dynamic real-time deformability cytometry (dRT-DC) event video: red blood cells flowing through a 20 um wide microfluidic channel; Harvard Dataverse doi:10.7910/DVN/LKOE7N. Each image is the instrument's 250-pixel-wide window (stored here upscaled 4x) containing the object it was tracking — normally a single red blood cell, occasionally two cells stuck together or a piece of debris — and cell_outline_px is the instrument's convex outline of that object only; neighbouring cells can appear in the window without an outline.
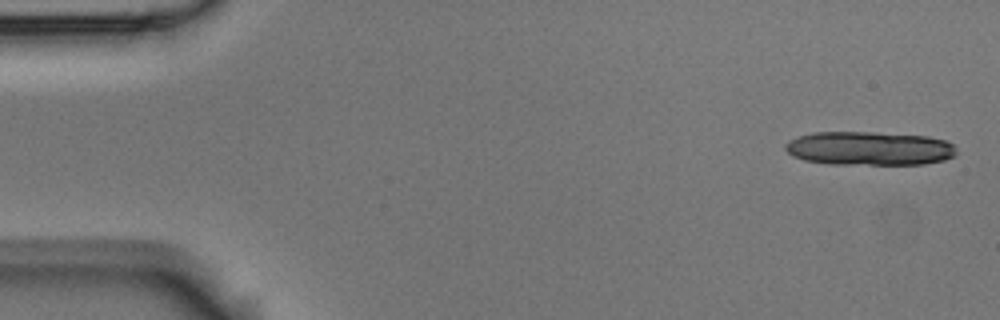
{"species": "Egyptian fruit bat (a non-hibernating species)", "species_latin": "Rousettus aegyptiacus", "temperature_condition": "room temperature", "stored_images_in_passage": 6, "segment_of_instrument_passage": [1, 2], "camera_frame_rate_fps": 3000, "um_per_image_px": 0.085, "animal": {"sex": "male"}, "frame": {"image": 1, "passage_image": 1, "time_ms": 0.0, "image_size_px": [1000, 320], "cell_outline_px": [[956, 156], [944, 160], [924, 164], [828, 164], [804, 160], [792, 156], [784, 148], [784, 144], [788, 140], [800, 136], [816, 132], [876, 132], [928, 136], [948, 140], [956, 148]], "centroid_in_image_um": [73.91, 12.61], "position_along_channel_um": 11.1, "area_um2": 34.04}}